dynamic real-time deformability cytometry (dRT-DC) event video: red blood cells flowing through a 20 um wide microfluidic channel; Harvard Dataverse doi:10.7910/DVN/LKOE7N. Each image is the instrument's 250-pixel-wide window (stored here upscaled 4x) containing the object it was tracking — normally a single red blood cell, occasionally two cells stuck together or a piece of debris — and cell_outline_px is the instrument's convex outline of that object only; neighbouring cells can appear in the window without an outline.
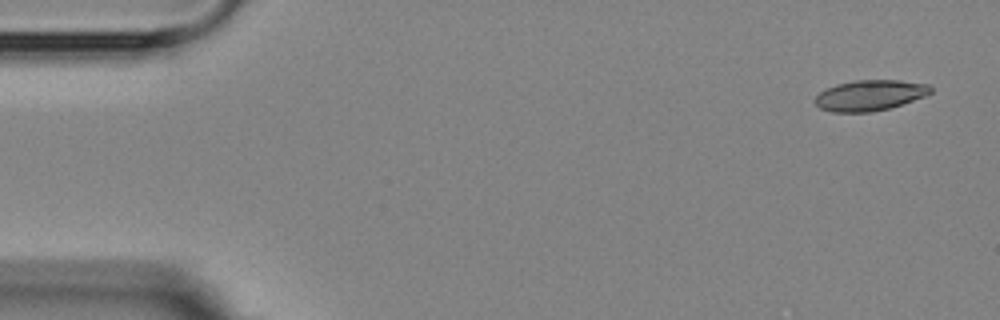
{"species": "Egyptian fruit bat (a non-hibernating species)", "species_latin": "Rousettus aegyptiacus", "temperature_condition": "room temperature", "stored_images_in_passage": 5, "camera_frame_rate_fps": 3000, "um_per_image_px": 0.085, "animal": {"sex": "female"}, "frame": {"image": 1, "passage_image": 1, "time_ms": 0.0, "image_size_px": [1000, 320], "cell_outline_px": [[932, 92], [924, 96], [888, 108], [872, 112], [832, 112], [820, 108], [812, 100], [824, 88], [836, 84], [856, 80], [900, 80], [928, 84], [932, 88]], "centroid_in_image_um": [73.89, 8.09], "position_along_channel_um": 11.1, "area_um2": 20.63}}